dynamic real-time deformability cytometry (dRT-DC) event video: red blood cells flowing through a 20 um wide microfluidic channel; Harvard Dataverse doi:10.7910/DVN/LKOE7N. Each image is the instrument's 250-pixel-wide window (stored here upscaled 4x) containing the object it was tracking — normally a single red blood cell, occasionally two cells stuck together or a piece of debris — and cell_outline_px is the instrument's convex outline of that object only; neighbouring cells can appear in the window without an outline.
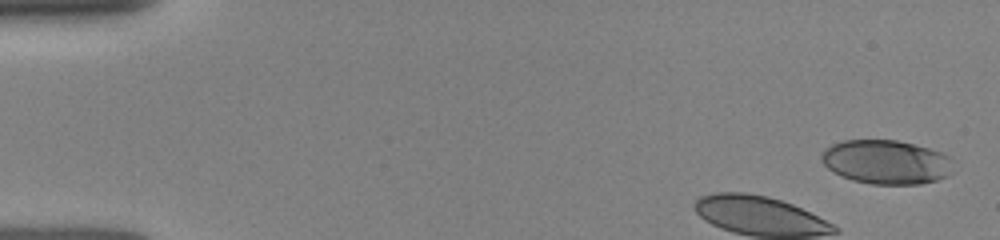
{"species": "human", "species_latin": "Homo sapiens", "temperature_condition": "room temperature", "stored_images_in_passage": 30, "camera_frame_rate_fps": 3000, "um_per_image_px": 0.085, "donor": {"sex": "female"}, "frame": {"image": 1, "passage_image": 1, "time_ms": 0.0, "image_size_px": [1000, 240], "cell_outline_px": [[956, 172], [948, 176], [936, 180], [920, 184], [872, 184], [852, 180], [828, 168], [820, 160], [820, 156], [824, 148], [832, 144], [844, 140], [896, 140], [928, 148], [940, 152], [948, 156], [952, 160]], "centroid_in_image_um": [75.36, 13.77], "position_along_channel_um": 9.6, "area_um2": 33.99}}
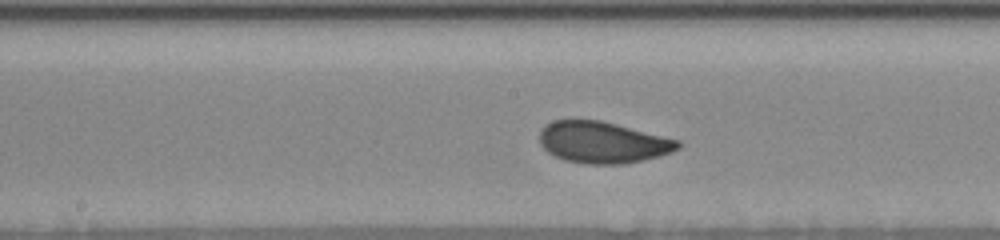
{"frame": {"image": 2, "passage_image": 14, "time_ms": 6.667, "image_size_px": [1000, 240], "cell_outline_px": [[684, 144], [680, 148], [672, 152], [660, 156], [624, 164], [584, 164], [564, 160], [548, 152], [540, 144], [540, 132], [552, 120], [600, 120], [680, 140]], "centroid_in_image_um": [51.28, 12.11], "position_along_channel_um": 196.9, "area_um2": 33.47}}
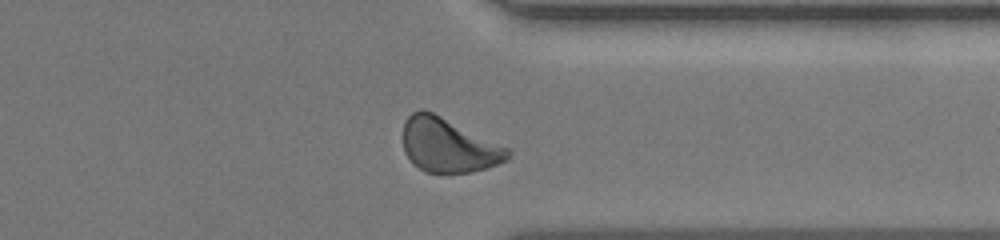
{"frame": {"image": 3, "passage_image": 27, "time_ms": 11.0, "image_size_px": [1000, 240], "cell_outline_px": [[512, 152], [508, 160], [488, 168], [472, 172], [424, 172], [412, 164], [404, 152], [404, 124], [408, 116], [412, 112], [420, 108], [432, 112], [508, 148]], "centroid_in_image_um": [38.1, 12.37], "position_along_channel_um": 373.3, "area_um2": 32.83}}